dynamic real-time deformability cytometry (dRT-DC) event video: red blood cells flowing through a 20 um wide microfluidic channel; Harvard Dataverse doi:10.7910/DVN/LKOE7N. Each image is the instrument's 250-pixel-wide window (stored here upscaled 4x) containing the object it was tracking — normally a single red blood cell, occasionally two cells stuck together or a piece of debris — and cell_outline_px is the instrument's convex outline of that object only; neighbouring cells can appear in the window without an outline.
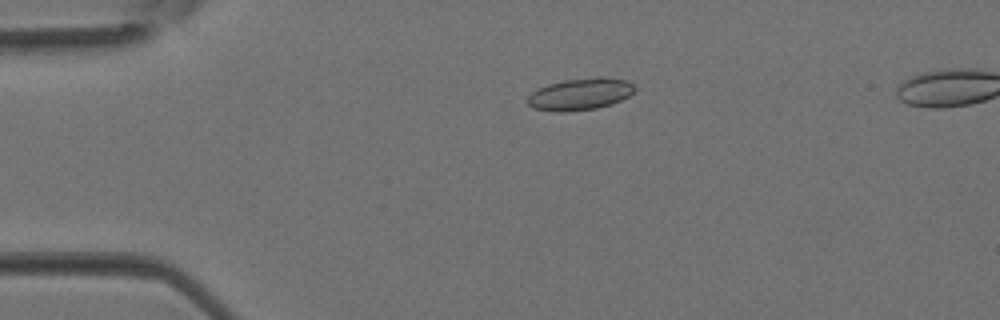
{"species": "Egyptian fruit bat (a non-hibernating species)", "species_latin": "Rousettus aegyptiacus", "temperature_condition": "room temperature", "stored_images_in_passage": 3, "camera_frame_rate_fps": 3000, "um_per_image_px": 0.085, "animal": {"sex": "female"}, "frame": {"image": 1, "passage_image": 1, "time_ms": 0.0, "image_size_px": [1000, 320], "cell_outline_px": [[636, 88], [628, 96], [612, 104], [596, 108], [564, 112], [556, 112], [532, 108], [528, 104], [528, 96], [536, 88], [548, 84], [564, 80], [596, 76], [608, 76], [628, 80]], "centroid_in_image_um": [49.31, 7.98], "position_along_channel_um": 35.7, "area_um2": 20.17}}